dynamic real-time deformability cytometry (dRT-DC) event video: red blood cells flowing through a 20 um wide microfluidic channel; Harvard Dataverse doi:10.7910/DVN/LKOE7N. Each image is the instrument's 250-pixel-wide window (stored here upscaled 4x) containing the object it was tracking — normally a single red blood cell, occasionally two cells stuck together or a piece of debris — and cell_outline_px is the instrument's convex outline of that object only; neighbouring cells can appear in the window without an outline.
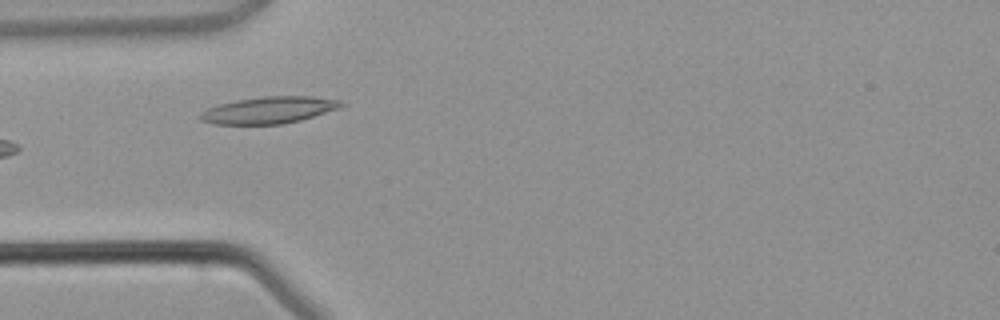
{"species": "common noctule bat (a hibernating species)", "species_latin": "Nyctalus noctula", "temperature_condition": "warm", "stored_images_in_passage": 4, "camera_frame_rate_fps": 3000, "um_per_image_px": 0.085, "animal": {"sex": "male", "body_mass_g": 21.5, "forearm_length_mm": 52.0}, "frame": {"image": 1, "passage_image": 4, "time_ms": 4.333, "image_size_px": [1000, 320], "cell_outline_px": [[344, 104], [340, 108], [300, 120], [280, 124], [212, 124], [200, 120], [196, 116], [200, 112], [208, 108], [220, 104], [236, 100], [264, 96], [312, 96], [344, 100]], "centroid_in_image_um": [22.85, 9.35], "position_along_channel_um": 62.1, "area_um2": 22.14}}